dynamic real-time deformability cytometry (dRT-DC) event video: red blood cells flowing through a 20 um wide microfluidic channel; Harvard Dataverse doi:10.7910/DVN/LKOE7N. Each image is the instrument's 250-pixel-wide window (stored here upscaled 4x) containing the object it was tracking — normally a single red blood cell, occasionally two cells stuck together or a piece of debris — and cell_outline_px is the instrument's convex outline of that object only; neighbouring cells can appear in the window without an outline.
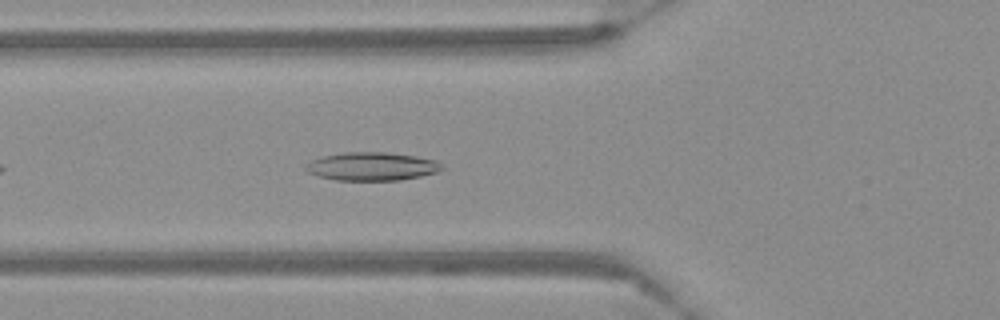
{"species": "Egyptian fruit bat (a non-hibernating species)", "species_latin": "Rousettus aegyptiacus", "temperature_condition": "warm", "stored_images_in_passage": 25, "camera_frame_rate_fps": 3000, "um_per_image_px": 0.085, "frame": {"image": 1, "passage_image": 5, "time_ms": 1.333, "image_size_px": [1000, 320], "cell_outline_px": [[444, 168], [436, 172], [420, 176], [400, 180], [336, 180], [320, 176], [308, 172], [304, 168], [304, 164], [312, 160], [324, 156], [344, 152], [388, 152], [416, 156], [436, 160]], "centroid_in_image_um": [31.6, 14.14], "position_along_channel_um": 94.2, "area_um2": 22.37}}
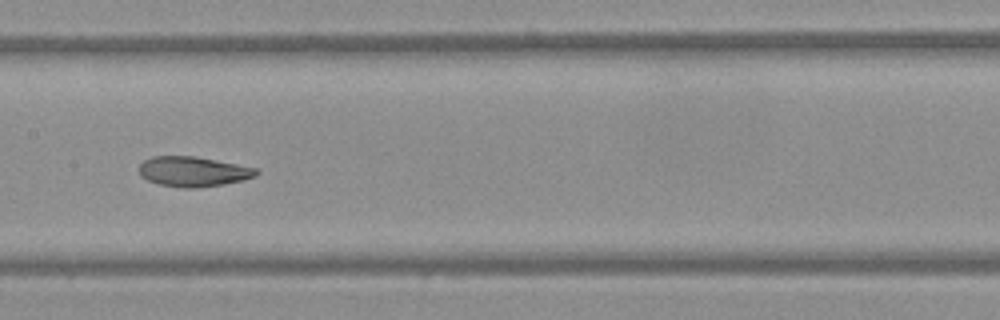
{"frame": {"image": 2, "passage_image": 13, "time_ms": 4.0, "image_size_px": [1000, 320], "cell_outline_px": [[260, 172], [256, 176], [244, 180], [224, 184], [196, 188], [184, 188], [160, 184], [148, 180], [140, 176], [140, 164], [144, 160], [152, 156], [196, 156], [256, 168]], "centroid_in_image_um": [16.43, 14.58], "position_along_channel_um": 191.0, "area_um2": 20.46}}
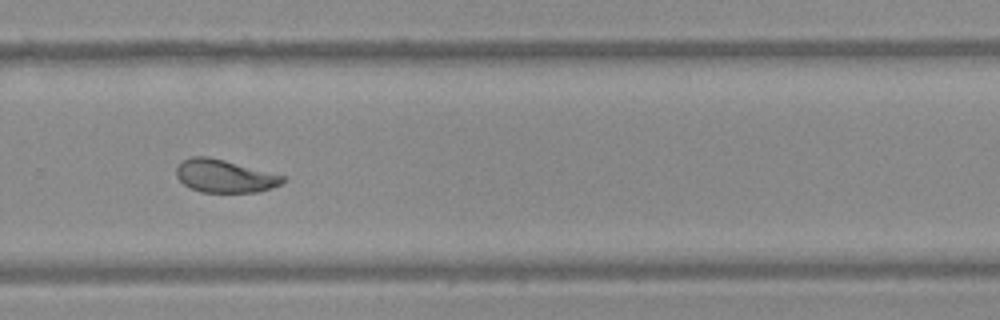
{"frame": {"image": 3, "passage_image": 23, "time_ms": 7.333, "image_size_px": [1000, 320], "cell_outline_px": [[288, 180], [272, 188], [260, 192], [200, 192], [184, 184], [176, 176], [176, 168], [184, 160], [192, 156], [208, 156], [288, 176]], "centroid_in_image_um": [19.16, 14.97], "position_along_channel_um": 310.6, "area_um2": 20.52}}